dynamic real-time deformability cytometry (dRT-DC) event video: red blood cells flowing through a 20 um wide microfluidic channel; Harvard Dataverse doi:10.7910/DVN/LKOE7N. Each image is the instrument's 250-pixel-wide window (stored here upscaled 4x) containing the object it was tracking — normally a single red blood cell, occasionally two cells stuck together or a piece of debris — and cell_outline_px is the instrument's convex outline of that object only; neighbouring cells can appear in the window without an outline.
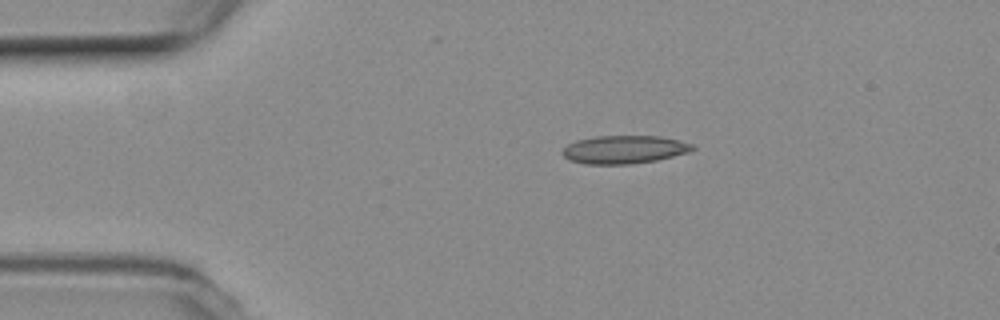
{"species": "common noctule bat (a hibernating species)", "species_latin": "Nyctalus noctula", "temperature_condition": "room temperature", "stored_images_in_passage": 7, "camera_frame_rate_fps": 3000, "um_per_image_px": 0.085, "animal": {"sex": "female", "body_mass_g": 19.3, "forearm_length_mm": 54.1}, "frame": {"image": 1, "passage_image": 1, "time_ms": 0.0, "image_size_px": [1000, 320], "cell_outline_px": [[696, 148], [688, 152], [656, 160], [628, 164], [584, 164], [568, 160], [560, 152], [568, 144], [576, 140], [596, 136], [660, 136], [692, 144]], "centroid_in_image_um": [53.0, 12.71], "position_along_channel_um": 32.0, "area_um2": 21.21}}